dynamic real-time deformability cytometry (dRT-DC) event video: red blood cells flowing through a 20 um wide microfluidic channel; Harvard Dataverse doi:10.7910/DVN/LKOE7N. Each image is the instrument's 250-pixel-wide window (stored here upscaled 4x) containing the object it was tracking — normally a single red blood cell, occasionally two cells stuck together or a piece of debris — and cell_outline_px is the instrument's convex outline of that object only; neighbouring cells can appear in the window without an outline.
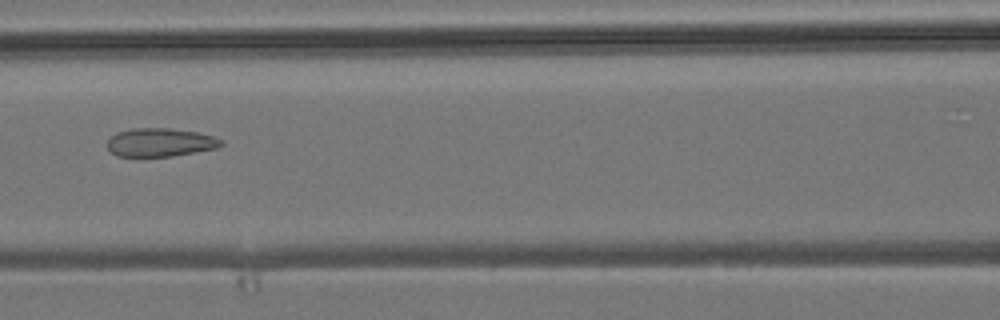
{"species": "common noctule bat (a hibernating species)", "species_latin": "Nyctalus noctula", "temperature_condition": "room temperature", "stored_images_in_passage": 6, "camera_frame_rate_fps": 3000, "um_per_image_px": 0.085, "animal": {"sex": "male", "body_mass_g": 19.2, "forearm_length_mm": 51.8}, "frame": {"image": 1, "passage_image": 6, "time_ms": 5.667, "image_size_px": [1000, 320], "cell_outline_px": [[224, 144], [216, 148], [172, 156], [116, 156], [108, 148], [108, 140], [116, 132], [132, 128], [168, 128], [196, 132], [212, 136], [224, 140]], "centroid_in_image_um": [13.62, 12.1], "position_along_channel_um": 153.0, "area_um2": 18.73}}